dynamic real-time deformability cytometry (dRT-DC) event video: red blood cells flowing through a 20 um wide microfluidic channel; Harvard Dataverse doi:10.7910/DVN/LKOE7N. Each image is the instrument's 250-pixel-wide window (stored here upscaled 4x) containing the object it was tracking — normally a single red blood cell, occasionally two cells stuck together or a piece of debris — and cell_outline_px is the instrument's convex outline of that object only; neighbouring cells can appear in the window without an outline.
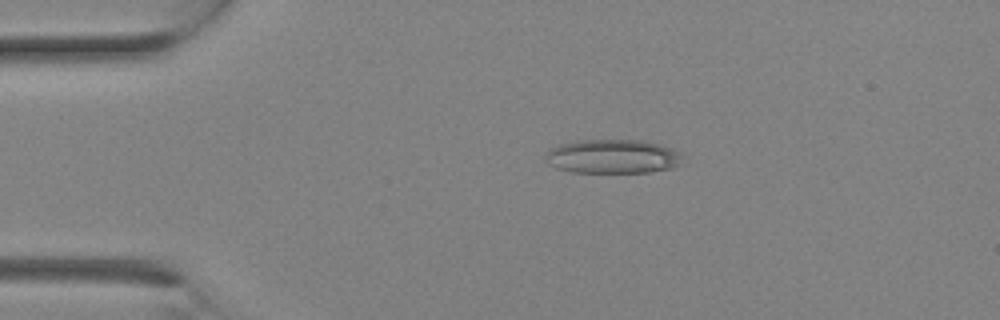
{"species": "Egyptian fruit bat (a non-hibernating species)", "species_latin": "Rousettus aegyptiacus", "temperature_condition": "room temperature", "stored_images_in_passage": 14, "camera_frame_rate_fps": 3000, "um_per_image_px": 0.085, "animal": {"sex": "female"}, "frame": {"image": 1, "passage_image": 5, "time_ms": 1.333, "image_size_px": [1000, 320], "cell_outline_px": [[684, 156], [680, 164], [672, 168], [648, 172], [572, 172], [556, 168], [548, 164], [544, 160], [544, 156], [552, 148], [560, 144], [580, 140], [644, 140], [660, 144], [672, 148], [680, 152]], "centroid_in_image_um": [52.1, 13.3], "position_along_channel_um": 32.9, "area_um2": 27.4}}
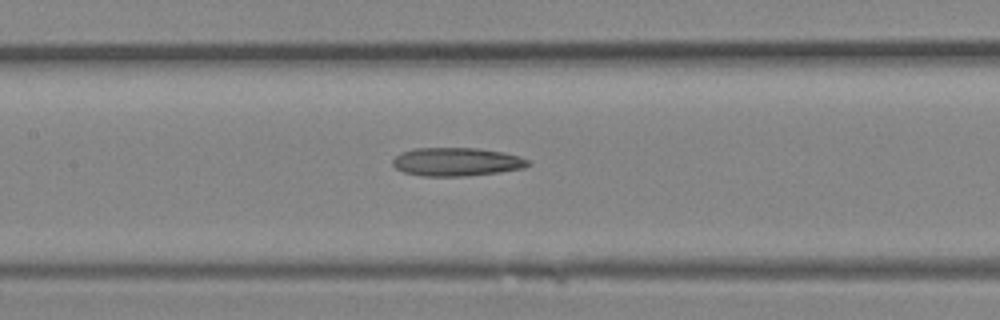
{"frame": {"image": 2, "passage_image": 12, "time_ms": 3.667, "image_size_px": [1000, 320], "cell_outline_px": [[532, 164], [524, 168], [500, 172], [464, 176], [424, 176], [404, 172], [396, 168], [392, 164], [392, 160], [400, 152], [412, 148], [476, 148], [504, 152], [520, 156], [528, 160]], "centroid_in_image_um": [38.82, 13.75], "position_along_channel_um": 168.6, "area_um2": 22.54}}
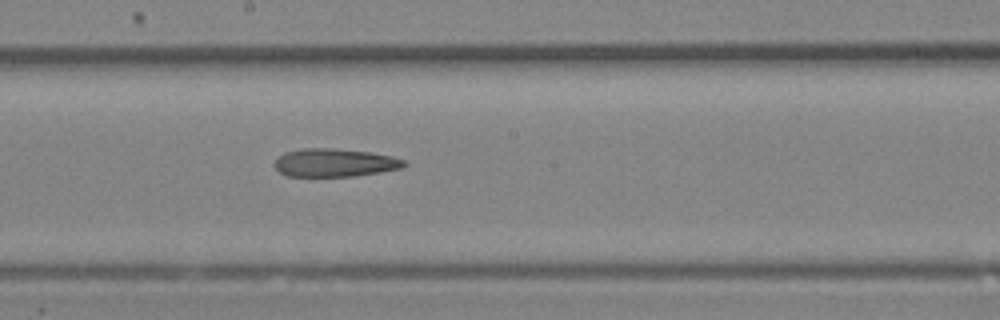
{"frame": {"image": 3, "passage_image": 14, "time_ms": 4.333, "image_size_px": [1000, 320], "cell_outline_px": [[408, 164], [404, 168], [380, 172], [352, 176], [288, 176], [280, 172], [272, 164], [284, 152], [304, 148], [332, 148], [368, 152], [392, 156], [404, 160]], "centroid_in_image_um": [28.46, 13.83], "position_along_channel_um": 219.7, "area_um2": 21.21}}